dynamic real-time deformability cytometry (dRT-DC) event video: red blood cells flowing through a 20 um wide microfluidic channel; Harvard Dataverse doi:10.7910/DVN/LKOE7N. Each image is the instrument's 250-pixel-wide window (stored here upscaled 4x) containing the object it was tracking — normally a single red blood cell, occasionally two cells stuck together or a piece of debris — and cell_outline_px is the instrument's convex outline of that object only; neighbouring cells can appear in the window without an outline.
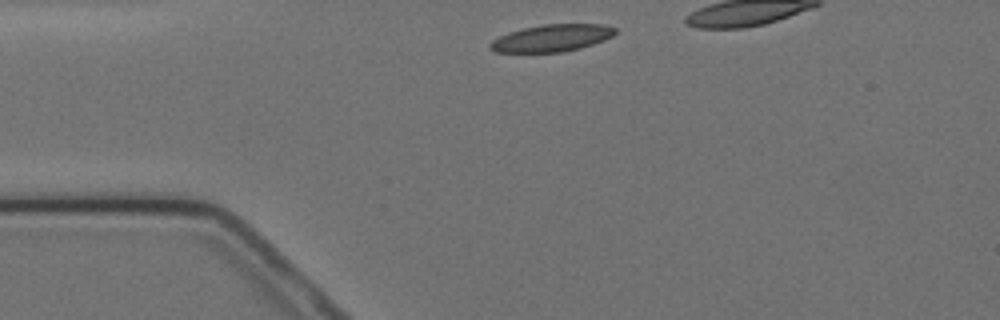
{"species": "Egyptian fruit bat (a non-hibernating species)", "species_latin": "Rousettus aegyptiacus", "temperature_condition": "cold", "stored_images_in_passage": 10, "segment_of_instrument_passage": [1, 2], "camera_frame_rate_fps": 3000, "um_per_image_px": 0.085, "animal": {"sex": "female"}, "frame": {"image": 1, "passage_image": 1, "time_ms": 0.0, "image_size_px": [1000, 320], "cell_outline_px": [[616, 32], [612, 36], [604, 40], [580, 48], [564, 52], [496, 52], [488, 48], [488, 44], [492, 40], [508, 32], [524, 28], [544, 24], [604, 24], [616, 28]], "centroid_in_image_um": [46.89, 3.23], "position_along_channel_um": 38.1, "area_um2": 19.77}}
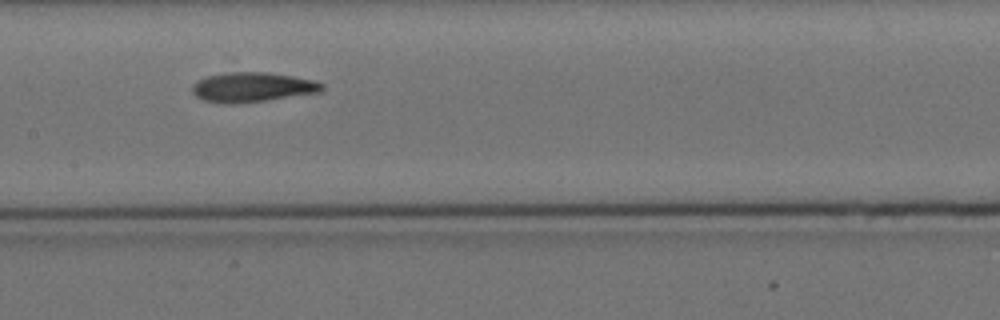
{"frame": {"image": 2, "passage_image": 6, "time_ms": 6.667, "image_size_px": [1000, 320], "cell_outline_px": [[324, 88], [320, 92], [268, 100], [236, 104], [224, 104], [204, 100], [196, 96], [192, 92], [192, 84], [208, 76], [228, 72], [268, 72], [292, 76], [312, 80], [324, 84]], "centroid_in_image_um": [21.45, 7.42], "position_along_channel_um": 186.0, "area_um2": 22.43}}
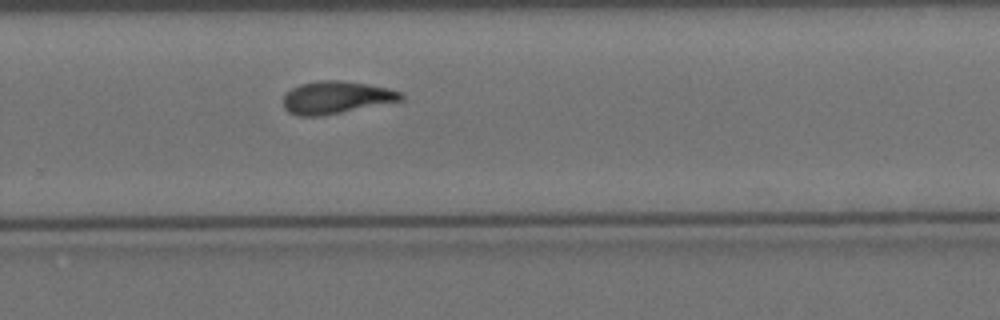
{"frame": {"image": 3, "passage_image": 9, "time_ms": 10.0, "image_size_px": [1000, 320], "cell_outline_px": [[404, 100], [324, 116], [296, 116], [288, 112], [284, 108], [284, 96], [292, 88], [300, 84], [320, 80], [340, 80], [368, 84], [388, 88], [400, 92], [404, 96]], "centroid_in_image_um": [28.58, 8.29], "position_along_channel_um": 301.2, "area_um2": 22.43}}